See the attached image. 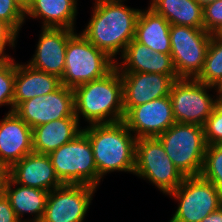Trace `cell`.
I'll list each match as a JSON object with an SVG mask.
<instances>
[{
  "mask_svg": "<svg viewBox=\"0 0 222 222\" xmlns=\"http://www.w3.org/2000/svg\"><path fill=\"white\" fill-rule=\"evenodd\" d=\"M7 173L20 185L49 192L63 185L55 174L50 157L45 154L29 153Z\"/></svg>",
  "mask_w": 222,
  "mask_h": 222,
  "instance_id": "17",
  "label": "cell"
},
{
  "mask_svg": "<svg viewBox=\"0 0 222 222\" xmlns=\"http://www.w3.org/2000/svg\"><path fill=\"white\" fill-rule=\"evenodd\" d=\"M33 152L32 128L14 111L0 120V168L8 171Z\"/></svg>",
  "mask_w": 222,
  "mask_h": 222,
  "instance_id": "16",
  "label": "cell"
},
{
  "mask_svg": "<svg viewBox=\"0 0 222 222\" xmlns=\"http://www.w3.org/2000/svg\"><path fill=\"white\" fill-rule=\"evenodd\" d=\"M168 196L178 202L168 222H200L222 206V193L201 175L185 177Z\"/></svg>",
  "mask_w": 222,
  "mask_h": 222,
  "instance_id": "9",
  "label": "cell"
},
{
  "mask_svg": "<svg viewBox=\"0 0 222 222\" xmlns=\"http://www.w3.org/2000/svg\"><path fill=\"white\" fill-rule=\"evenodd\" d=\"M24 7L28 5L31 0H18Z\"/></svg>",
  "mask_w": 222,
  "mask_h": 222,
  "instance_id": "36",
  "label": "cell"
},
{
  "mask_svg": "<svg viewBox=\"0 0 222 222\" xmlns=\"http://www.w3.org/2000/svg\"><path fill=\"white\" fill-rule=\"evenodd\" d=\"M97 188L63 184L50 191L40 222H84Z\"/></svg>",
  "mask_w": 222,
  "mask_h": 222,
  "instance_id": "11",
  "label": "cell"
},
{
  "mask_svg": "<svg viewBox=\"0 0 222 222\" xmlns=\"http://www.w3.org/2000/svg\"><path fill=\"white\" fill-rule=\"evenodd\" d=\"M18 33L6 22L0 20V60L9 59L11 55L6 54L7 46L12 49L17 44Z\"/></svg>",
  "mask_w": 222,
  "mask_h": 222,
  "instance_id": "31",
  "label": "cell"
},
{
  "mask_svg": "<svg viewBox=\"0 0 222 222\" xmlns=\"http://www.w3.org/2000/svg\"><path fill=\"white\" fill-rule=\"evenodd\" d=\"M200 222H222V206L217 210L213 211L212 213H210Z\"/></svg>",
  "mask_w": 222,
  "mask_h": 222,
  "instance_id": "33",
  "label": "cell"
},
{
  "mask_svg": "<svg viewBox=\"0 0 222 222\" xmlns=\"http://www.w3.org/2000/svg\"><path fill=\"white\" fill-rule=\"evenodd\" d=\"M171 57L178 78L196 79L202 72L212 34L190 26H170Z\"/></svg>",
  "mask_w": 222,
  "mask_h": 222,
  "instance_id": "10",
  "label": "cell"
},
{
  "mask_svg": "<svg viewBox=\"0 0 222 222\" xmlns=\"http://www.w3.org/2000/svg\"><path fill=\"white\" fill-rule=\"evenodd\" d=\"M15 58L0 60V107L9 106L13 111V97L16 76Z\"/></svg>",
  "mask_w": 222,
  "mask_h": 222,
  "instance_id": "27",
  "label": "cell"
},
{
  "mask_svg": "<svg viewBox=\"0 0 222 222\" xmlns=\"http://www.w3.org/2000/svg\"><path fill=\"white\" fill-rule=\"evenodd\" d=\"M123 82V109L132 108L154 99L169 96L177 75L143 72H120Z\"/></svg>",
  "mask_w": 222,
  "mask_h": 222,
  "instance_id": "14",
  "label": "cell"
},
{
  "mask_svg": "<svg viewBox=\"0 0 222 222\" xmlns=\"http://www.w3.org/2000/svg\"><path fill=\"white\" fill-rule=\"evenodd\" d=\"M201 7L205 8L210 3L215 2L216 0H195Z\"/></svg>",
  "mask_w": 222,
  "mask_h": 222,
  "instance_id": "35",
  "label": "cell"
},
{
  "mask_svg": "<svg viewBox=\"0 0 222 222\" xmlns=\"http://www.w3.org/2000/svg\"><path fill=\"white\" fill-rule=\"evenodd\" d=\"M120 57L119 61H115V67L119 72L177 75L170 54L154 52L135 39L129 42Z\"/></svg>",
  "mask_w": 222,
  "mask_h": 222,
  "instance_id": "18",
  "label": "cell"
},
{
  "mask_svg": "<svg viewBox=\"0 0 222 222\" xmlns=\"http://www.w3.org/2000/svg\"><path fill=\"white\" fill-rule=\"evenodd\" d=\"M213 89L217 93L216 97L209 94ZM169 97L176 123L196 124L202 127L219 103L216 87L189 78L176 79Z\"/></svg>",
  "mask_w": 222,
  "mask_h": 222,
  "instance_id": "8",
  "label": "cell"
},
{
  "mask_svg": "<svg viewBox=\"0 0 222 222\" xmlns=\"http://www.w3.org/2000/svg\"><path fill=\"white\" fill-rule=\"evenodd\" d=\"M171 24L152 8L141 9L138 16L134 39L158 53H171Z\"/></svg>",
  "mask_w": 222,
  "mask_h": 222,
  "instance_id": "23",
  "label": "cell"
},
{
  "mask_svg": "<svg viewBox=\"0 0 222 222\" xmlns=\"http://www.w3.org/2000/svg\"><path fill=\"white\" fill-rule=\"evenodd\" d=\"M204 29L210 34H222V0L203 8Z\"/></svg>",
  "mask_w": 222,
  "mask_h": 222,
  "instance_id": "30",
  "label": "cell"
},
{
  "mask_svg": "<svg viewBox=\"0 0 222 222\" xmlns=\"http://www.w3.org/2000/svg\"><path fill=\"white\" fill-rule=\"evenodd\" d=\"M213 87L222 83V35L212 34L202 72L196 78Z\"/></svg>",
  "mask_w": 222,
  "mask_h": 222,
  "instance_id": "25",
  "label": "cell"
},
{
  "mask_svg": "<svg viewBox=\"0 0 222 222\" xmlns=\"http://www.w3.org/2000/svg\"><path fill=\"white\" fill-rule=\"evenodd\" d=\"M218 94H222V83L217 87Z\"/></svg>",
  "mask_w": 222,
  "mask_h": 222,
  "instance_id": "37",
  "label": "cell"
},
{
  "mask_svg": "<svg viewBox=\"0 0 222 222\" xmlns=\"http://www.w3.org/2000/svg\"><path fill=\"white\" fill-rule=\"evenodd\" d=\"M74 113L91 124L114 123L124 119L123 82L114 67L104 77L92 80L73 89Z\"/></svg>",
  "mask_w": 222,
  "mask_h": 222,
  "instance_id": "3",
  "label": "cell"
},
{
  "mask_svg": "<svg viewBox=\"0 0 222 222\" xmlns=\"http://www.w3.org/2000/svg\"><path fill=\"white\" fill-rule=\"evenodd\" d=\"M75 32L66 28H42L35 53L27 64L61 78L65 68L67 42Z\"/></svg>",
  "mask_w": 222,
  "mask_h": 222,
  "instance_id": "15",
  "label": "cell"
},
{
  "mask_svg": "<svg viewBox=\"0 0 222 222\" xmlns=\"http://www.w3.org/2000/svg\"><path fill=\"white\" fill-rule=\"evenodd\" d=\"M219 95V102L222 104V94H218Z\"/></svg>",
  "mask_w": 222,
  "mask_h": 222,
  "instance_id": "38",
  "label": "cell"
},
{
  "mask_svg": "<svg viewBox=\"0 0 222 222\" xmlns=\"http://www.w3.org/2000/svg\"><path fill=\"white\" fill-rule=\"evenodd\" d=\"M114 67L113 59L88 41L80 32H75L67 42L61 84L74 89L104 77Z\"/></svg>",
  "mask_w": 222,
  "mask_h": 222,
  "instance_id": "4",
  "label": "cell"
},
{
  "mask_svg": "<svg viewBox=\"0 0 222 222\" xmlns=\"http://www.w3.org/2000/svg\"><path fill=\"white\" fill-rule=\"evenodd\" d=\"M4 194L9 199L20 222H40L42 220L49 191L20 185L8 175L4 183ZM25 213L32 217L34 215V217L23 220Z\"/></svg>",
  "mask_w": 222,
  "mask_h": 222,
  "instance_id": "21",
  "label": "cell"
},
{
  "mask_svg": "<svg viewBox=\"0 0 222 222\" xmlns=\"http://www.w3.org/2000/svg\"><path fill=\"white\" fill-rule=\"evenodd\" d=\"M77 117L53 120L32 129L33 152L49 155L73 140L83 129Z\"/></svg>",
  "mask_w": 222,
  "mask_h": 222,
  "instance_id": "22",
  "label": "cell"
},
{
  "mask_svg": "<svg viewBox=\"0 0 222 222\" xmlns=\"http://www.w3.org/2000/svg\"><path fill=\"white\" fill-rule=\"evenodd\" d=\"M0 222H20L4 193L0 196Z\"/></svg>",
  "mask_w": 222,
  "mask_h": 222,
  "instance_id": "32",
  "label": "cell"
},
{
  "mask_svg": "<svg viewBox=\"0 0 222 222\" xmlns=\"http://www.w3.org/2000/svg\"><path fill=\"white\" fill-rule=\"evenodd\" d=\"M77 0H31L25 7V18L42 21L41 28L75 29Z\"/></svg>",
  "mask_w": 222,
  "mask_h": 222,
  "instance_id": "19",
  "label": "cell"
},
{
  "mask_svg": "<svg viewBox=\"0 0 222 222\" xmlns=\"http://www.w3.org/2000/svg\"><path fill=\"white\" fill-rule=\"evenodd\" d=\"M60 85L58 76L36 70L26 63H16L13 111L23 101L53 92Z\"/></svg>",
  "mask_w": 222,
  "mask_h": 222,
  "instance_id": "20",
  "label": "cell"
},
{
  "mask_svg": "<svg viewBox=\"0 0 222 222\" xmlns=\"http://www.w3.org/2000/svg\"><path fill=\"white\" fill-rule=\"evenodd\" d=\"M48 156L62 184L99 187L102 178L98 175L89 138L83 131Z\"/></svg>",
  "mask_w": 222,
  "mask_h": 222,
  "instance_id": "6",
  "label": "cell"
},
{
  "mask_svg": "<svg viewBox=\"0 0 222 222\" xmlns=\"http://www.w3.org/2000/svg\"><path fill=\"white\" fill-rule=\"evenodd\" d=\"M149 7L171 25L204 29L203 7L195 0H151Z\"/></svg>",
  "mask_w": 222,
  "mask_h": 222,
  "instance_id": "24",
  "label": "cell"
},
{
  "mask_svg": "<svg viewBox=\"0 0 222 222\" xmlns=\"http://www.w3.org/2000/svg\"><path fill=\"white\" fill-rule=\"evenodd\" d=\"M207 145L222 144V104L219 102L203 126Z\"/></svg>",
  "mask_w": 222,
  "mask_h": 222,
  "instance_id": "29",
  "label": "cell"
},
{
  "mask_svg": "<svg viewBox=\"0 0 222 222\" xmlns=\"http://www.w3.org/2000/svg\"><path fill=\"white\" fill-rule=\"evenodd\" d=\"M157 138L184 177L201 174L207 147L202 126L175 123Z\"/></svg>",
  "mask_w": 222,
  "mask_h": 222,
  "instance_id": "5",
  "label": "cell"
},
{
  "mask_svg": "<svg viewBox=\"0 0 222 222\" xmlns=\"http://www.w3.org/2000/svg\"><path fill=\"white\" fill-rule=\"evenodd\" d=\"M7 176H8L7 171L0 168V196L4 193V183Z\"/></svg>",
  "mask_w": 222,
  "mask_h": 222,
  "instance_id": "34",
  "label": "cell"
},
{
  "mask_svg": "<svg viewBox=\"0 0 222 222\" xmlns=\"http://www.w3.org/2000/svg\"><path fill=\"white\" fill-rule=\"evenodd\" d=\"M0 20L19 34L26 20L25 7L18 0H0Z\"/></svg>",
  "mask_w": 222,
  "mask_h": 222,
  "instance_id": "28",
  "label": "cell"
},
{
  "mask_svg": "<svg viewBox=\"0 0 222 222\" xmlns=\"http://www.w3.org/2000/svg\"><path fill=\"white\" fill-rule=\"evenodd\" d=\"M14 112L32 129L74 113L73 89L60 85L55 91L23 101Z\"/></svg>",
  "mask_w": 222,
  "mask_h": 222,
  "instance_id": "12",
  "label": "cell"
},
{
  "mask_svg": "<svg viewBox=\"0 0 222 222\" xmlns=\"http://www.w3.org/2000/svg\"><path fill=\"white\" fill-rule=\"evenodd\" d=\"M123 121L137 139L157 137L176 123L169 96L132 107Z\"/></svg>",
  "mask_w": 222,
  "mask_h": 222,
  "instance_id": "13",
  "label": "cell"
},
{
  "mask_svg": "<svg viewBox=\"0 0 222 222\" xmlns=\"http://www.w3.org/2000/svg\"><path fill=\"white\" fill-rule=\"evenodd\" d=\"M133 174L148 180L165 195L174 191L185 178L168 157L157 137L137 139Z\"/></svg>",
  "mask_w": 222,
  "mask_h": 222,
  "instance_id": "7",
  "label": "cell"
},
{
  "mask_svg": "<svg viewBox=\"0 0 222 222\" xmlns=\"http://www.w3.org/2000/svg\"><path fill=\"white\" fill-rule=\"evenodd\" d=\"M200 175L222 193V144L207 145Z\"/></svg>",
  "mask_w": 222,
  "mask_h": 222,
  "instance_id": "26",
  "label": "cell"
},
{
  "mask_svg": "<svg viewBox=\"0 0 222 222\" xmlns=\"http://www.w3.org/2000/svg\"><path fill=\"white\" fill-rule=\"evenodd\" d=\"M87 127V128H86ZM82 128L91 143L98 175L111 172L134 173L137 138L124 121L91 124Z\"/></svg>",
  "mask_w": 222,
  "mask_h": 222,
  "instance_id": "2",
  "label": "cell"
},
{
  "mask_svg": "<svg viewBox=\"0 0 222 222\" xmlns=\"http://www.w3.org/2000/svg\"><path fill=\"white\" fill-rule=\"evenodd\" d=\"M94 1L91 19L81 34L111 59L117 61V55L121 56L135 37L136 23L141 9L128 7L124 4L125 0Z\"/></svg>",
  "mask_w": 222,
  "mask_h": 222,
  "instance_id": "1",
  "label": "cell"
}]
</instances>
